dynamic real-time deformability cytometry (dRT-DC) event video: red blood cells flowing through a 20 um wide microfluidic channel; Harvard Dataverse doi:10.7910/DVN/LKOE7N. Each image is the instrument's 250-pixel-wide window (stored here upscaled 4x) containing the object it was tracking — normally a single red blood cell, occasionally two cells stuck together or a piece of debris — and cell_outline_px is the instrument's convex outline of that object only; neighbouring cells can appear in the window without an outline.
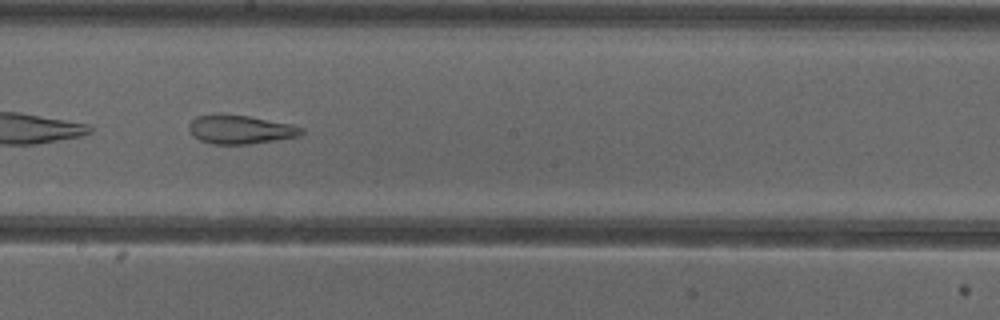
{"species": "common noctule bat (a hibernating species)", "species_latin": "Nyctalus noctula", "temperature_condition": "cold", "stored_images_in_passage": 52, "camera_frame_rate_fps": 3000, "um_per_image_px": 0.085, "animal": {"sex": "female"}, "frame": {"image": 1, "passage_image": 30, "time_ms": 9.667, "image_size_px": [1000, 320], "cell_outline_px": [[304, 132], [300, 136], [276, 140], [248, 144], [212, 144], [200, 140], [188, 128], [188, 124], [196, 116], [212, 112], [220, 112], [248, 116], [292, 124], [304, 128]], "centroid_in_image_um": [20.42, 10.97], "position_along_channel_um": 227.8, "area_um2": 19.19}, "authors_computed_cell_mechanics": {"area_um2": 26.877, "velocity_mm_per_s": 3.8608, "shape_relaxation_time_tau1_ms": null, "shape_relaxation_time_tau2_ms": 1.9139, "deformation_change_tau1": null, "deformation_change_tau2": 0.1078}}